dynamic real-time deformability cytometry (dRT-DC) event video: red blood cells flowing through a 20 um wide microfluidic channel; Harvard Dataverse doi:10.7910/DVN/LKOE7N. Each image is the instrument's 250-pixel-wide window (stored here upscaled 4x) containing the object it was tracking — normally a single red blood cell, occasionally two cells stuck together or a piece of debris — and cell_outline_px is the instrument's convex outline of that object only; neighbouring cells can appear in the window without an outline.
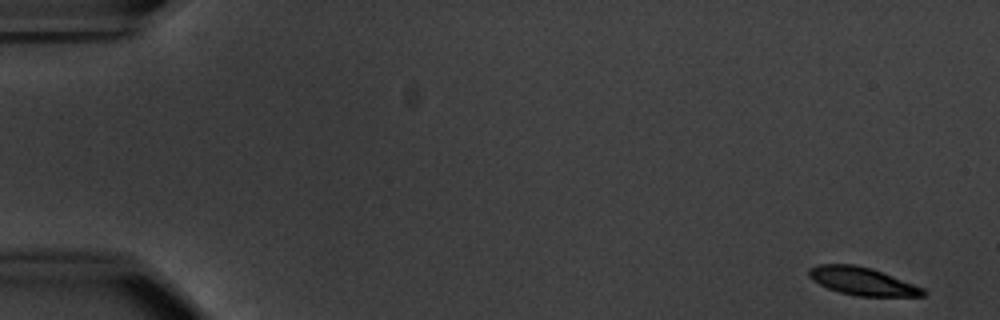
{"species": "common noctule bat (a hibernating species)", "species_latin": "Nyctalus noctula", "temperature_condition": "warm", "stored_images_in_passage": 6, "camera_frame_rate_fps": 3000, "um_per_image_px": 0.085, "animal": {"sex": "male", "body_mass_g": 20.1, "forearm_length_mm": 53.5}, "frame": {"image": 1, "passage_image": 1, "time_ms": 0.0, "image_size_px": [1000, 320], "cell_outline_px": [[928, 292], [924, 296], [856, 296], [840, 292], [828, 288], [812, 280], [808, 276], [808, 268], [816, 264], [856, 264], [872, 268], [924, 288]], "centroid_in_image_um": [73.28, 23.89], "position_along_channel_um": 11.7, "area_um2": 18.67}}
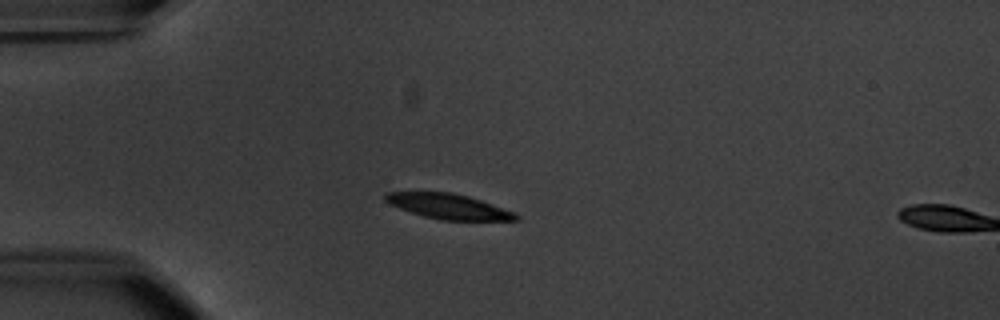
{"frame": {"image": 2, "passage_image": 5, "time_ms": 4.667, "image_size_px": [1000, 320], "cell_outline_px": [[520, 220], [440, 220], [424, 216], [388, 204], [384, 200], [384, 192], [452, 192], [468, 196], [516, 212], [520, 216]], "centroid_in_image_um": [38.13, 17.54], "position_along_channel_um": 46.9, "area_um2": 19.13}}